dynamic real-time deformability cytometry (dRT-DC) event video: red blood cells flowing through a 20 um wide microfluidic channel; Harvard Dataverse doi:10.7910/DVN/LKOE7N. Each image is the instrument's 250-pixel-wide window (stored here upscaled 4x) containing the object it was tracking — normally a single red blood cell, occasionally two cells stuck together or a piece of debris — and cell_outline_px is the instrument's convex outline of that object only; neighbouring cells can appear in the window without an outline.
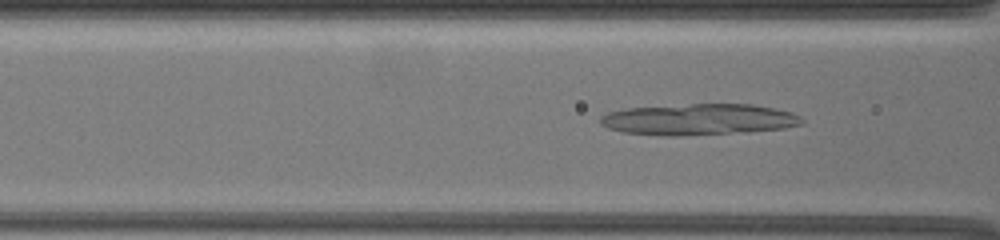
{"species": "common noctule bat (a hibernating species)", "species_latin": "Nyctalus noctula", "temperature_condition": "warm", "stored_images_in_passage": 58, "camera_frame_rate_fps": 3000, "um_per_image_px": 0.085, "animal": {"sex": "female", "body_mass_g": 19.5, "forearm_length_mm": 54.1}, "frame": {"image": 1, "passage_image": 26, "time_ms": 9.333, "image_size_px": [1000, 240], "cell_outline_px": [[804, 124], [784, 128], [748, 132], [680, 136], [664, 136], [624, 132], [608, 128], [600, 124], [600, 116], [608, 112], [628, 108], [688, 104], [752, 104], [792, 112], [800, 116], [804, 120]], "centroid_in_image_um": [59.41, 10.16], "position_along_channel_um": 107.2, "area_um2": 36.88}}
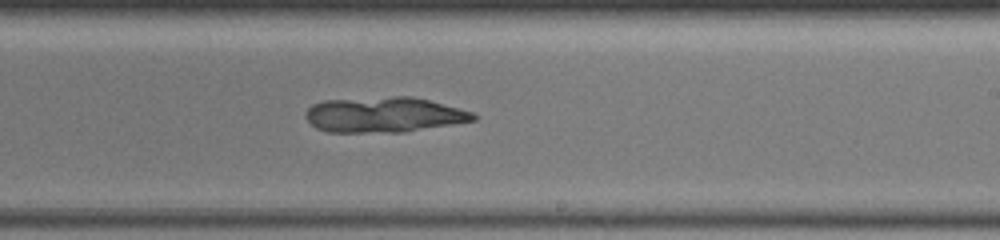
{"frame": {"image": 2, "passage_image": 38, "time_ms": 13.667, "image_size_px": [1000, 240], "cell_outline_px": [[476, 120], [404, 132], [328, 132], [316, 128], [304, 116], [304, 112], [312, 104], [324, 100], [396, 96], [412, 96], [428, 100], [472, 112], [476, 116]], "centroid_in_image_um": [32.59, 9.75], "position_along_channel_um": 256.4, "area_um2": 34.39}}
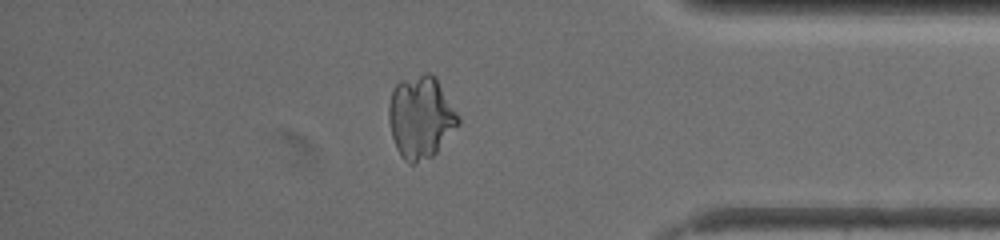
{"frame": {"image": 3, "passage_image": 50, "time_ms": 18.333, "image_size_px": [1000, 240], "cell_outline_px": [[460, 124], [436, 152], [432, 156], [416, 164], [408, 164], [400, 156], [396, 148], [392, 136], [388, 120], [388, 104], [392, 92], [396, 84], [400, 80], [424, 72], [428, 72], [436, 76], [460, 116]], "centroid_in_image_um": [35.76, 9.95], "position_along_channel_um": 399.4, "area_um2": 33.87}}